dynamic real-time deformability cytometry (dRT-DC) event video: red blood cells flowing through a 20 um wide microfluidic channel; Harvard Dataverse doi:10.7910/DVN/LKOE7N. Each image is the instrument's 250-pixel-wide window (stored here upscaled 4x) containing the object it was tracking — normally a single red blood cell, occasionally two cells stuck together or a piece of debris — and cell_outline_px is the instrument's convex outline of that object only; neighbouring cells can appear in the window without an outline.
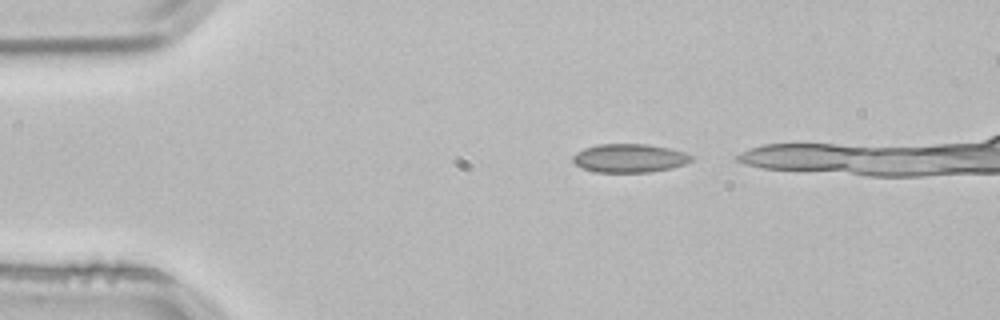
{"species": "common noctule bat (a hibernating species)", "species_latin": "Nyctalus noctula", "temperature_condition": "room temperature", "stored_images_in_passage": 3, "camera_frame_rate_fps": 3000, "um_per_image_px": 0.085, "animal": {"sex": "male", "body_mass_g": 21.5, "forearm_length_mm": 52.0}, "frame": {"image": 1, "passage_image": 1, "time_ms": 0.0, "image_size_px": [1000, 320], "cell_outline_px": [[696, 160], [672, 168], [652, 172], [596, 172], [580, 168], [572, 160], [572, 156], [576, 152], [584, 148], [600, 144], [648, 144], [668, 148], [684, 152], [696, 156]], "centroid_in_image_um": [53.54, 13.45], "position_along_channel_um": 31.5, "area_um2": 20.0}}